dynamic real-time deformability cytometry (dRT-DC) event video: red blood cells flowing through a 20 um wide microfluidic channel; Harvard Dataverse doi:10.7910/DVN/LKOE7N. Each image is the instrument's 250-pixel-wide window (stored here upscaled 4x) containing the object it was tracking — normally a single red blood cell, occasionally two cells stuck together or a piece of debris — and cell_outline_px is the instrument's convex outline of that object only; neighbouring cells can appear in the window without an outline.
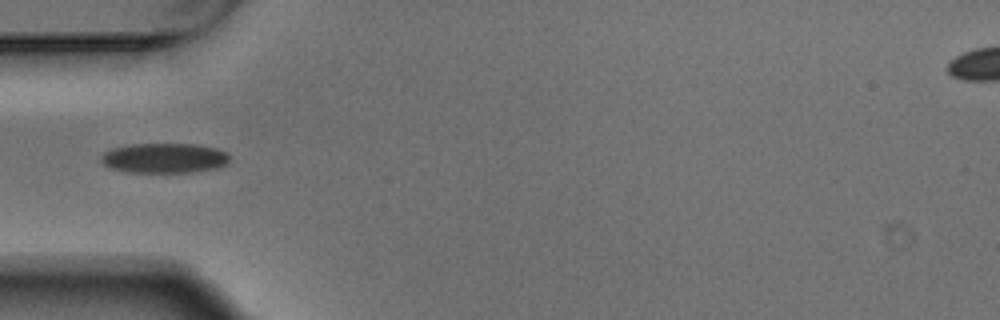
{"species": "Egyptian fruit bat (a non-hibernating species)", "species_latin": "Rousettus aegyptiacus", "temperature_condition": "warm", "stored_images_in_passage": 3, "camera_frame_rate_fps": 3000, "um_per_image_px": 0.085, "animal": {"sex": "male"}, "frame": {"image": 1, "passage_image": 1, "time_ms": 0.0, "image_size_px": [1000, 320], "cell_outline_px": [[228, 164], [216, 168], [188, 172], [128, 172], [108, 168], [100, 160], [100, 156], [104, 152], [112, 148], [132, 144], [196, 144], [216, 148], [228, 152]], "centroid_in_image_um": [13.95, 13.43], "position_along_channel_um": 71.1, "area_um2": 22.48}}
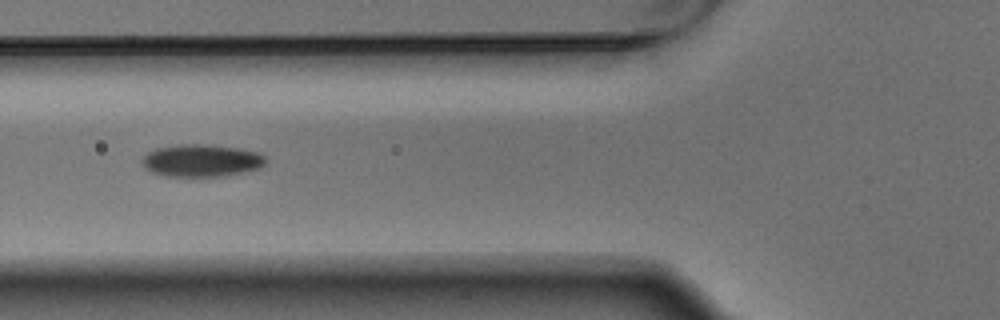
{"frame": {"image": 2, "passage_image": 2, "time_ms": 0.333, "image_size_px": [1000, 320], "cell_outline_px": [[268, 160], [260, 168], [228, 176], [164, 176], [152, 172], [144, 168], [140, 160], [148, 152], [156, 148], [180, 144], [204, 144], [240, 148], [260, 152]], "centroid_in_image_um": [17.14, 13.64], "position_along_channel_um": 108.7, "area_um2": 23.64}}
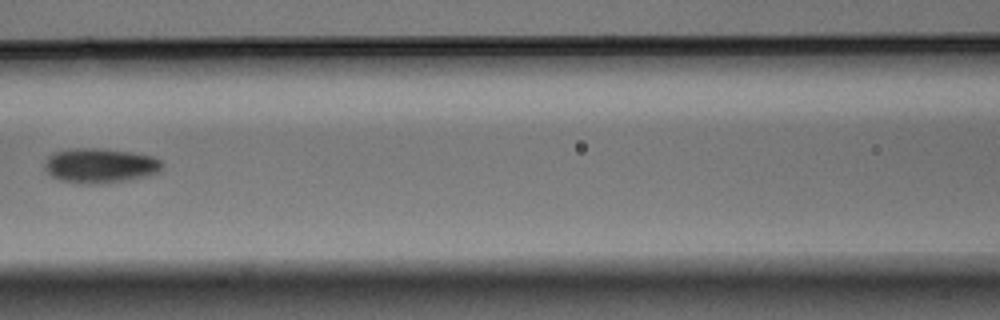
{"frame": {"image": 3, "passage_image": 3, "time_ms": 0.667, "image_size_px": [1000, 320], "cell_outline_px": [[164, 164], [160, 172], [148, 176], [100, 184], [88, 184], [60, 180], [52, 176], [44, 168], [44, 164], [48, 156], [56, 152], [72, 148], [100, 148], [132, 152], [152, 156], [160, 160]], "centroid_in_image_um": [8.53, 14.07], "position_along_channel_um": 158.1, "area_um2": 23.81}}